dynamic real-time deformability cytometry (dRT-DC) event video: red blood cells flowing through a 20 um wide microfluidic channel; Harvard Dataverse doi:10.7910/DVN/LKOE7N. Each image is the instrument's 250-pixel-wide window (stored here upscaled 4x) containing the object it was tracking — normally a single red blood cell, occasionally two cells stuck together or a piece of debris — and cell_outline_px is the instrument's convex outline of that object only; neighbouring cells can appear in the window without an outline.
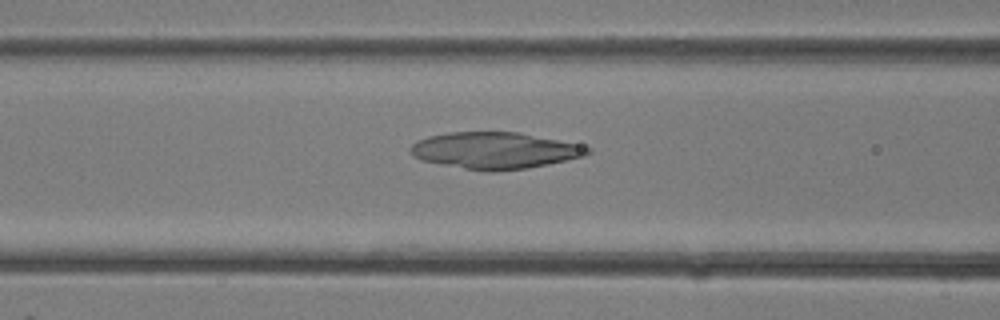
{"species": "common noctule bat (a hibernating species)", "species_latin": "Nyctalus noctula", "temperature_condition": "room temperature", "stored_images_in_passage": 23, "camera_frame_rate_fps": 3000, "um_per_image_px": 0.085, "animal": {"sex": "female"}, "frame": {"image": 1, "passage_image": 4, "time_ms": 1.0, "image_size_px": [1000, 320], "cell_outline_px": [[592, 152], [584, 156], [548, 164], [528, 168], [492, 172], [488, 172], [464, 168], [420, 160], [412, 156], [408, 152], [408, 148], [416, 140], [428, 136], [448, 132], [520, 132], [580, 144], [592, 148]], "centroid_in_image_um": [42.04, 12.79], "position_along_channel_um": 124.6, "area_um2": 38.09}}
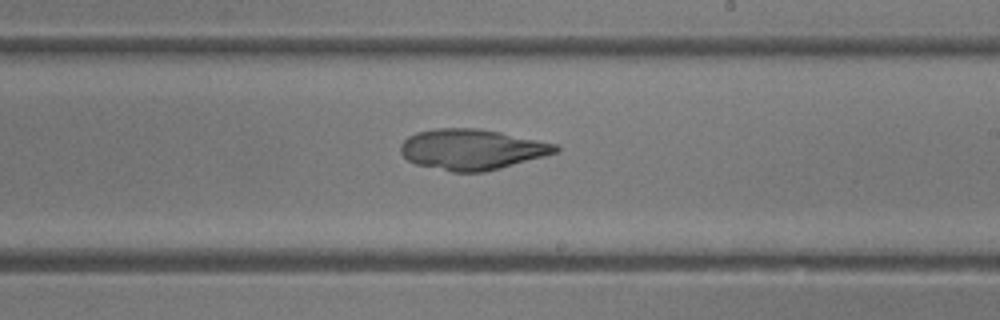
{"frame": {"image": 2, "passage_image": 10, "time_ms": 3.0, "image_size_px": [1000, 320], "cell_outline_px": [[560, 148], [556, 152], [544, 156], [500, 168], [484, 172], [452, 172], [416, 164], [408, 160], [400, 152], [400, 144], [408, 136], [416, 132], [436, 128], [480, 128], [560, 144]], "centroid_in_image_um": [40.11, 12.69], "position_along_channel_um": 248.9, "area_um2": 36.76}}
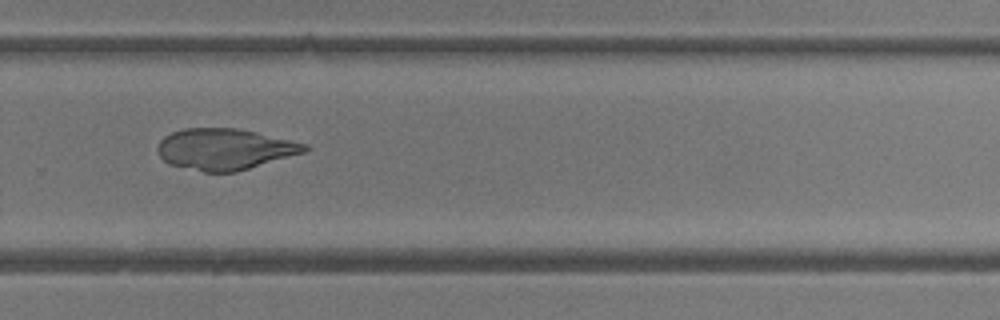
{"frame": {"image": 3, "passage_image": 13, "time_ms": 4.0, "image_size_px": [1000, 320], "cell_outline_px": [[308, 148], [304, 152], [236, 172], [204, 172], [168, 164], [160, 156], [156, 148], [160, 140], [164, 136], [172, 132], [184, 128], [236, 128], [256, 132], [308, 144]], "centroid_in_image_um": [19.06, 12.67], "position_along_channel_um": 310.7, "area_um2": 35.14}}